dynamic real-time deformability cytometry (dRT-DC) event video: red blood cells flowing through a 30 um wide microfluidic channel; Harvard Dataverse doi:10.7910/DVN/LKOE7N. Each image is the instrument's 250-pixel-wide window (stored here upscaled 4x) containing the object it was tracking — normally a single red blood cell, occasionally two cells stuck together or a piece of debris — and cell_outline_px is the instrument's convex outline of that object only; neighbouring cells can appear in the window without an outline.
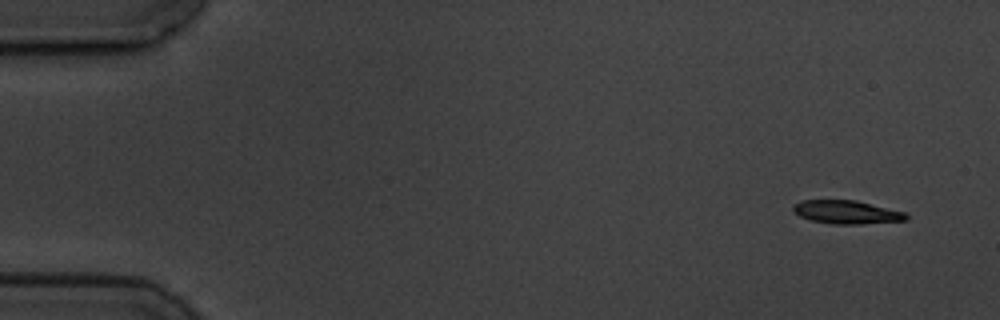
{"species": "common noctule bat (a hibernating species)", "species_latin": "Nyctalus noctula", "temperature_condition": "cold", "stored_images_in_passage": 6, "camera_frame_rate_fps": 3000, "um_per_image_px": 0.085, "animal": {"sex": "male", "body_mass_g": 19.5, "forearm_length_mm": 54.6}, "frame": {"image": 1, "passage_image": 1, "time_ms": 0.0, "image_size_px": [1000, 320], "cell_outline_px": [[908, 220], [860, 224], [836, 224], [812, 220], [800, 216], [792, 212], [792, 204], [800, 200], [856, 200], [904, 212], [908, 216]], "centroid_in_image_um": [71.92, 18.02], "position_along_channel_um": 13.1, "area_um2": 15.37}}
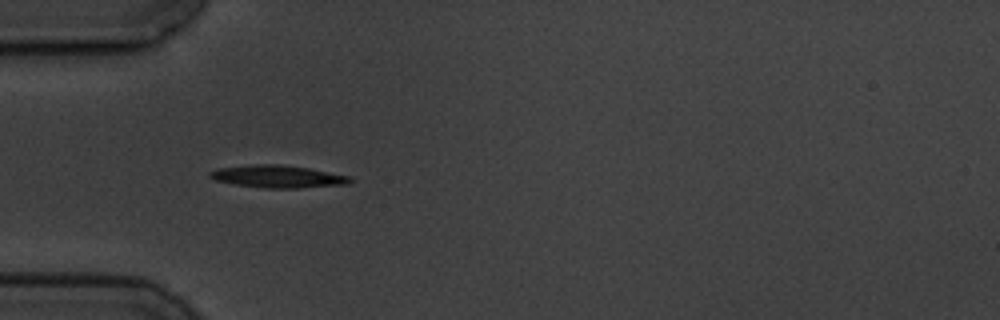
{"frame": {"image": 2, "passage_image": 5, "time_ms": 4.667, "image_size_px": [1000, 320], "cell_outline_px": [[352, 180], [348, 184], [296, 188], [264, 188], [236, 184], [216, 180], [208, 176], [208, 172], [216, 168], [256, 164], [280, 164], [308, 168], [352, 176]], "centroid_in_image_um": [23.61, 14.99], "position_along_channel_um": 61.4, "area_um2": 18.32}}
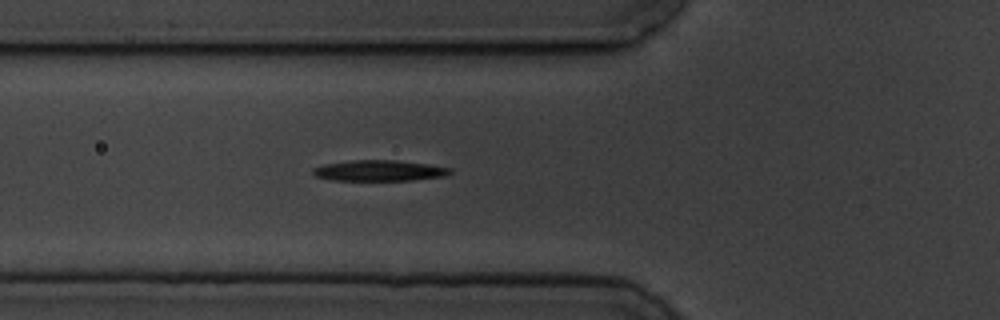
{"frame": {"image": 3, "passage_image": 6, "time_ms": 5.667, "image_size_px": [1000, 320], "cell_outline_px": [[452, 172], [444, 176], [412, 180], [332, 180], [316, 176], [312, 172], [312, 168], [324, 164], [352, 160], [396, 160], [428, 164], [452, 168]], "centroid_in_image_um": [32.24, 14.49], "position_along_channel_um": 93.6, "area_um2": 16.59}}